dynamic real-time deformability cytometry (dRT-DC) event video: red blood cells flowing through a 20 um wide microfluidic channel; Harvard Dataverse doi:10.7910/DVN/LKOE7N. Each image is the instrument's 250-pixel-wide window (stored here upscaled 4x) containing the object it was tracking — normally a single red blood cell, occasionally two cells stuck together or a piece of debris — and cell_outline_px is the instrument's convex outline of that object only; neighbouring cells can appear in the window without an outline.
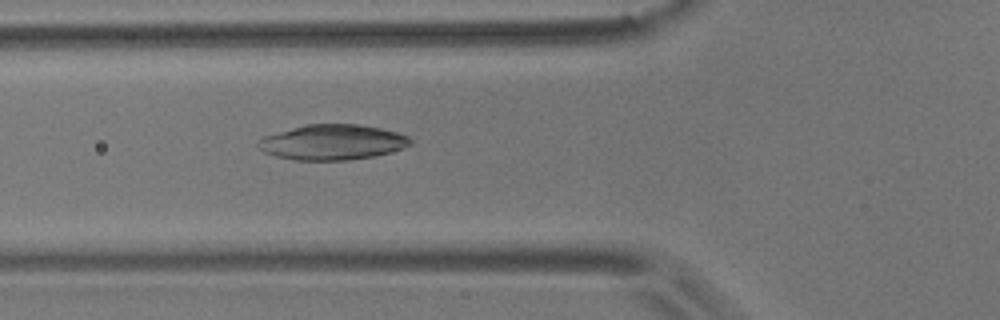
{"species": "common noctule bat (a hibernating species)", "species_latin": "Nyctalus noctula", "temperature_condition": "room temperature", "stored_images_in_passage": 56, "camera_frame_rate_fps": 3000, "um_per_image_px": 0.085, "animal": {"sex": "male", "body_mass_g": 17.9}, "frame": {"image": 1, "passage_image": 20, "time_ms": 6.333, "image_size_px": [1000, 320], "cell_outline_px": [[412, 144], [404, 148], [372, 156], [348, 160], [296, 160], [276, 156], [264, 152], [256, 144], [264, 136], [304, 124], [356, 124], [380, 128], [396, 132], [408, 136], [412, 140]], "centroid_in_image_um": [28.25, 12.08], "position_along_channel_um": 97.5, "area_um2": 31.1}}
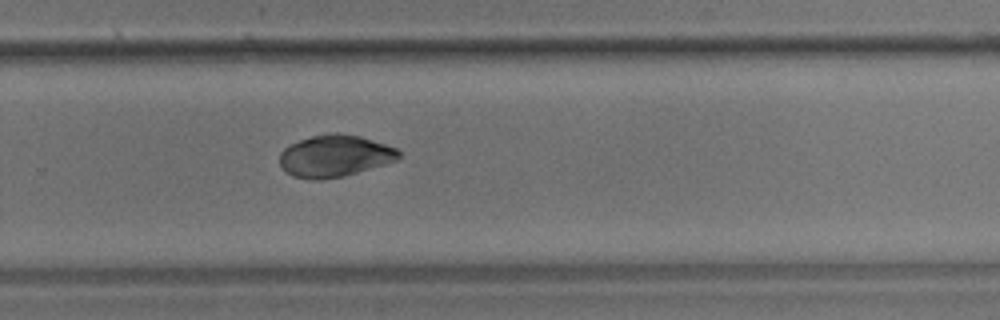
{"frame": {"image": 2, "passage_image": 37, "time_ms": 12.0, "image_size_px": [1000, 320], "cell_outline_px": [[400, 160], [344, 176], [320, 180], [316, 180], [292, 176], [280, 164], [280, 152], [288, 144], [312, 136], [328, 132], [336, 132], [360, 136], [396, 148], [400, 152]], "centroid_in_image_um": [28.46, 13.25], "position_along_channel_um": 301.3, "area_um2": 29.19}}
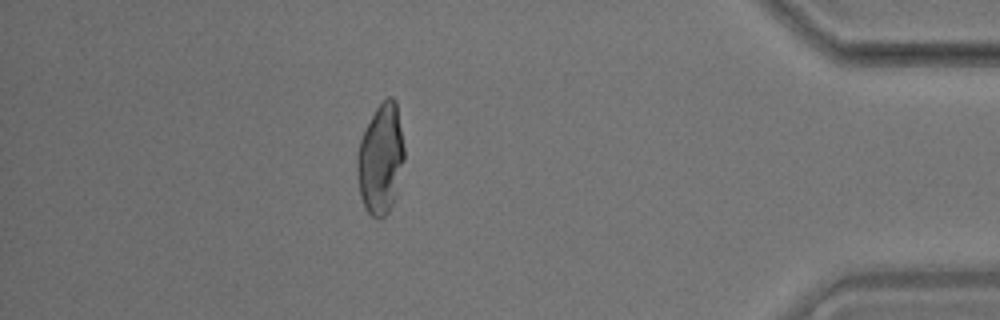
{"frame": {"image": 3, "passage_image": 49, "time_ms": 16.0, "image_size_px": [1000, 320], "cell_outline_px": [[404, 160], [396, 192], [392, 204], [388, 212], [380, 220], [372, 216], [364, 208], [360, 196], [356, 168], [356, 160], [360, 140], [376, 108], [388, 96], [392, 96], [396, 100], [404, 148]], "centroid_in_image_um": [32.35, 13.54], "position_along_channel_um": 402.8, "area_um2": 30.06}}